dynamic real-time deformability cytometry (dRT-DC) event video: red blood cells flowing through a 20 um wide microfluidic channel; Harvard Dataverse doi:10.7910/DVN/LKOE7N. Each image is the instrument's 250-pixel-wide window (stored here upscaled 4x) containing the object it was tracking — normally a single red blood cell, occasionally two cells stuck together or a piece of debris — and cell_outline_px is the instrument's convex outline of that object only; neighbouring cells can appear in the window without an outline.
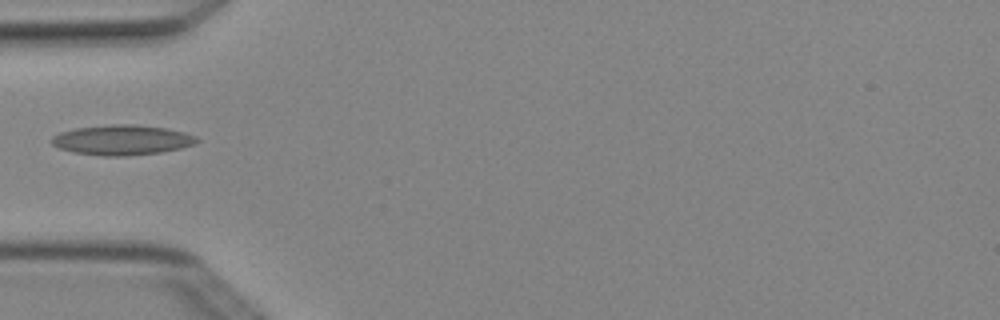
{"species": "Egyptian fruit bat (a non-hibernating species)", "species_latin": "Rousettus aegyptiacus", "temperature_condition": "cold", "stored_images_in_passage": 2, "camera_frame_rate_fps": 3000, "um_per_image_px": 0.085, "animal": {"sex": "female"}, "frame": {"image": 1, "passage_image": 2, "time_ms": 0.333, "image_size_px": [1000, 320], "cell_outline_px": [[200, 140], [196, 144], [180, 148], [160, 152], [124, 156], [100, 156], [72, 152], [60, 148], [52, 144], [48, 140], [52, 136], [60, 132], [76, 128], [112, 124], [132, 124], [168, 128], [184, 132], [196, 136]], "centroid_in_image_um": [10.36, 11.9], "position_along_channel_um": 74.6, "area_um2": 25.61}}